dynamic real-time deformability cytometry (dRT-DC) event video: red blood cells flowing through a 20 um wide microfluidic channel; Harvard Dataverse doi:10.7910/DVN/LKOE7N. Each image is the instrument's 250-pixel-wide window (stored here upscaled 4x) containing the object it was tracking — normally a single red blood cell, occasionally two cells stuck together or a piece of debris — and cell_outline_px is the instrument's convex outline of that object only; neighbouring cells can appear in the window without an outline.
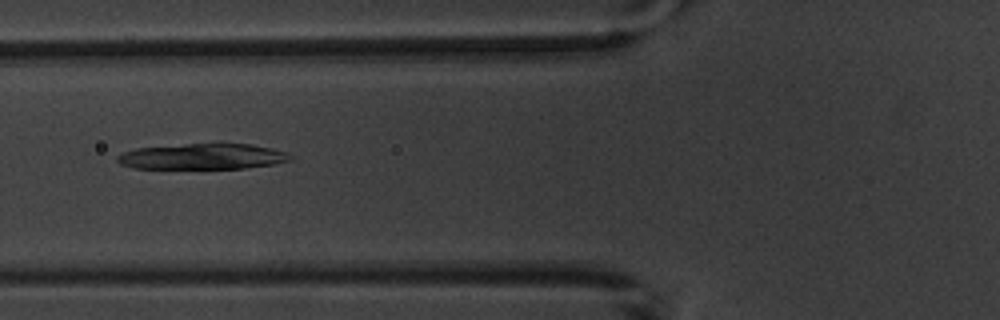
{"species": "common noctule bat (a hibernating species)", "species_latin": "Nyctalus noctula", "temperature_condition": "warm", "stored_images_in_passage": 6, "camera_frame_rate_fps": 3000, "um_per_image_px": 0.085, "animal": {"sex": "male", "body_mass_g": 20.1, "forearm_length_mm": 53.5}, "frame": {"image": 1, "passage_image": 6, "time_ms": 6.333, "image_size_px": [1000, 320], "cell_outline_px": [[292, 160], [272, 164], [248, 168], [132, 168], [120, 164], [116, 160], [116, 156], [124, 152], [136, 148], [184, 144], [252, 144], [272, 148], [284, 152], [292, 156]], "centroid_in_image_um": [17.2, 13.3], "position_along_channel_um": 108.6, "area_um2": 25.78}}